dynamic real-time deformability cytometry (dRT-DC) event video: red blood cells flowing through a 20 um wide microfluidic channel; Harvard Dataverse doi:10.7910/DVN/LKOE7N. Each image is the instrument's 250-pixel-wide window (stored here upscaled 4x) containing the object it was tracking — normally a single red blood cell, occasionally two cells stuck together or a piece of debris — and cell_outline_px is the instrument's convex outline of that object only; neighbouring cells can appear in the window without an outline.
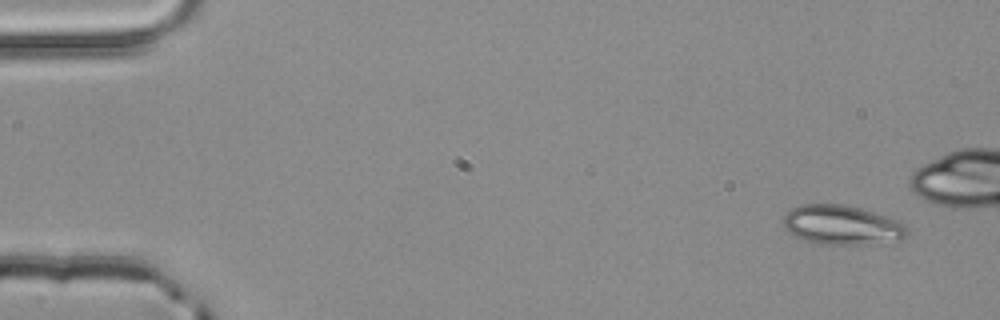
{"species": "common noctule bat (a hibernating species)", "species_latin": "Nyctalus noctula", "temperature_condition": "room temperature", "stored_images_in_passage": 4, "segment_of_instrument_passage": [2, 2], "camera_frame_rate_fps": 3000, "um_per_image_px": 0.085, "animal": {"sex": "male", "body_mass_g": 20.4}, "frame": {"image": 1, "passage_image": 4, "time_ms": 1.0, "image_size_px": [1000, 320], "cell_outline_px": [[908, 236], [900, 240], [860, 244], [820, 244], [804, 240], [788, 232], [784, 228], [784, 216], [792, 208], [800, 204], [844, 204], [860, 208], [888, 216], [904, 224], [908, 228]], "centroid_in_image_um": [71.57, 19.12], "position_along_channel_um": 13.4, "area_um2": 28.44}}